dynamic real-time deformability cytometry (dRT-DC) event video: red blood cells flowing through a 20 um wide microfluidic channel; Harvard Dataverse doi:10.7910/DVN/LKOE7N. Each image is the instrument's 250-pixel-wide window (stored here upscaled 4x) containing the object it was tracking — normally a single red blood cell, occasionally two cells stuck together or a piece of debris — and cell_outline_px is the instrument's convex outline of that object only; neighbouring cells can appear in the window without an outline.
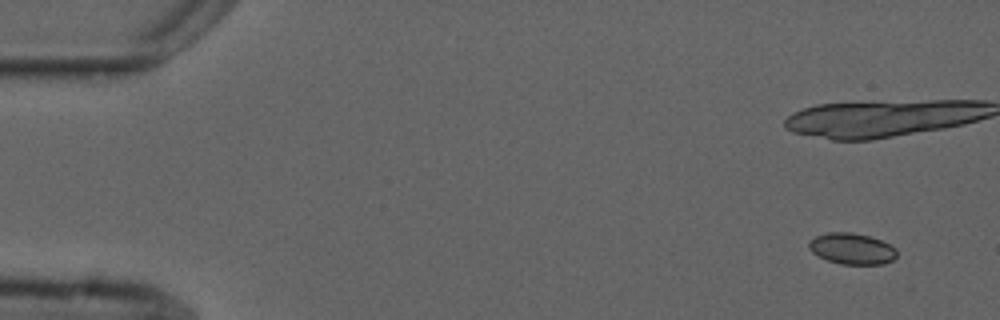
{"species": "common noctule bat (a hibernating species)", "species_latin": "Nyctalus noctula", "temperature_condition": "cold", "stored_images_in_passage": 8, "camera_frame_rate_fps": 3000, "um_per_image_px": 0.085, "animal": {"sex": "male", "forearm_length_mm": 52.5}, "frame": {"image": 1, "passage_image": 1, "time_ms": 0.0, "image_size_px": [1000, 320], "cell_outline_px": [[896, 256], [892, 260], [884, 264], [840, 264], [828, 260], [812, 252], [808, 248], [808, 240], [816, 236], [828, 232], [852, 232], [868, 236], [880, 240], [896, 248]], "centroid_in_image_um": [72.39, 21.13], "position_along_channel_um": 12.6, "area_um2": 15.9}}
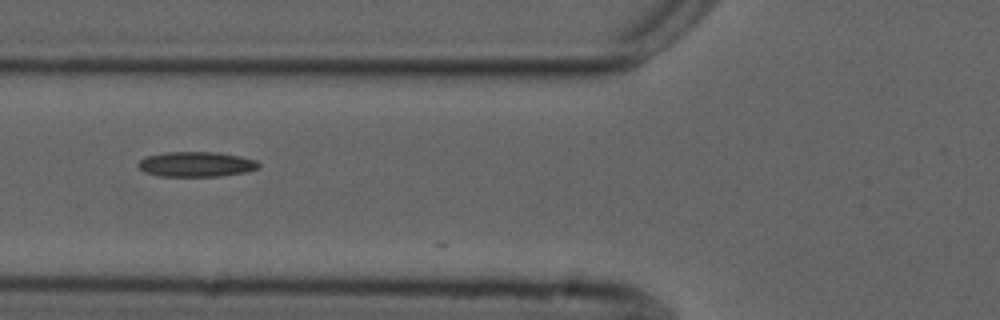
{"frame": {"image": 2, "passage_image": 7, "time_ms": 7.0, "image_size_px": [1000, 320], "cell_outline_px": [[260, 168], [248, 172], [220, 176], [160, 176], [144, 172], [136, 164], [144, 156], [164, 152], [220, 152], [240, 156], [256, 160], [260, 164]], "centroid_in_image_um": [16.69, 13.95], "position_along_channel_um": 109.1, "area_um2": 17.86}}
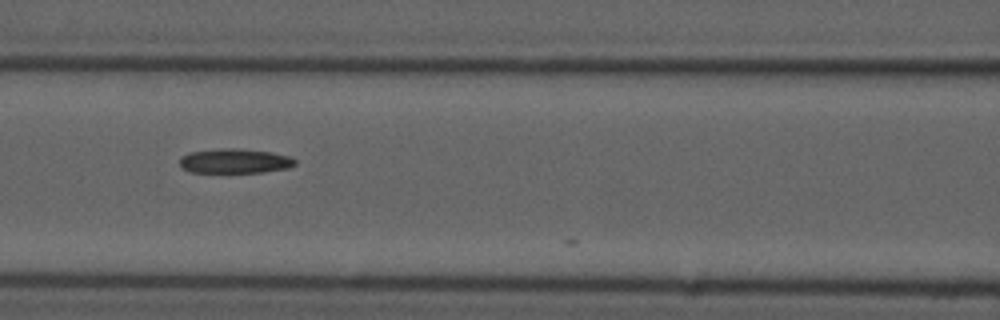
{"frame": {"image": 3, "passage_image": 8, "time_ms": 8.0, "image_size_px": [1000, 320], "cell_outline_px": [[296, 164], [288, 168], [264, 172], [192, 172], [184, 168], [180, 164], [180, 156], [192, 152], [224, 148], [236, 148], [268, 152], [292, 156], [296, 160]], "centroid_in_image_um": [20.0, 13.68], "position_along_channel_um": 146.6, "area_um2": 16.36}}